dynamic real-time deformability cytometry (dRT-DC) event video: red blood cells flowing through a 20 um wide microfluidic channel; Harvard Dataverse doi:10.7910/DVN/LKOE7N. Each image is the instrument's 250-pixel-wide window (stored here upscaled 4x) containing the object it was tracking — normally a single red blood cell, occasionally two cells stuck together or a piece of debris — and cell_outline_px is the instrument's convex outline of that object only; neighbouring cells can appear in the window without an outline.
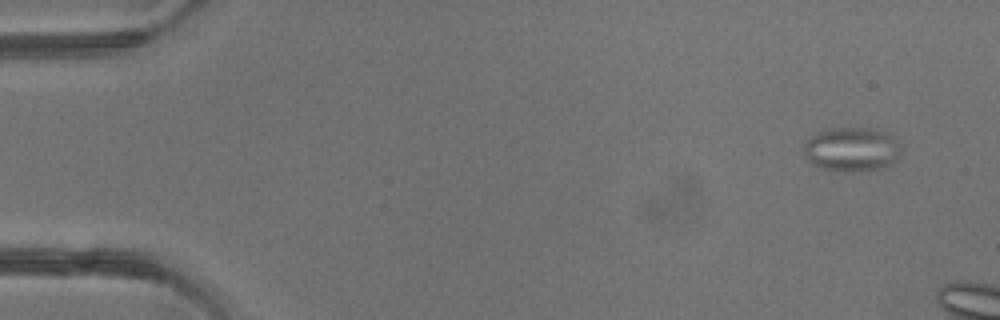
{"species": "common noctule bat (a hibernating species)", "species_latin": "Nyctalus noctula", "temperature_condition": "warm", "stored_images_in_passage": 3, "camera_frame_rate_fps": 3000, "um_per_image_px": 0.085, "animal": {"sex": "male", "body_mass_g": 13.3}, "frame": {"image": 1, "passage_image": 1, "time_ms": 0.0, "image_size_px": [1000, 320], "cell_outline_px": [[900, 152], [896, 160], [884, 168], [860, 172], [844, 172], [820, 168], [812, 164], [804, 156], [804, 144], [808, 136], [816, 132], [828, 128], [868, 128], [888, 132], [900, 144]], "centroid_in_image_um": [72.37, 12.7], "position_along_channel_um": 12.6, "area_um2": 25.61}}